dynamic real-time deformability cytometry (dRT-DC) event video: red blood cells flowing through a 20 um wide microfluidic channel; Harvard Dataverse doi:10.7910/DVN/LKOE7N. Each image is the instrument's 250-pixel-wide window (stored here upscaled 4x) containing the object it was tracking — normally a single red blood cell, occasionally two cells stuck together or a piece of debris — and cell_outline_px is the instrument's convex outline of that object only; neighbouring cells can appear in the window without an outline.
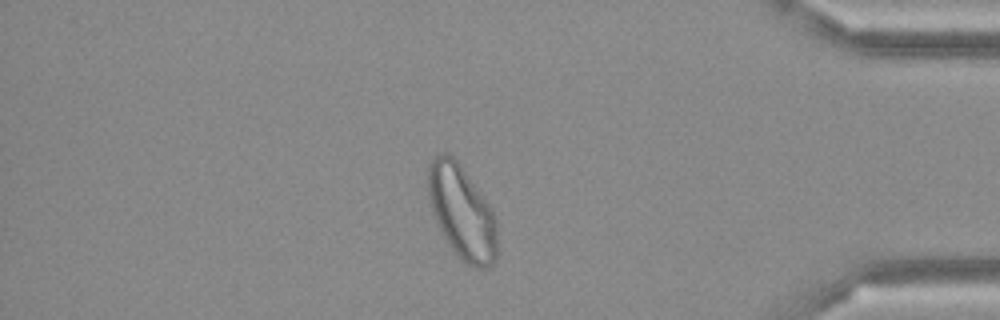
{"species": "Egyptian fruit bat (a non-hibernating species)", "species_latin": "Rousettus aegyptiacus", "temperature_condition": "cold", "stored_images_in_passage": 50, "camera_frame_rate_fps": 3000, "um_per_image_px": 0.085, "frame": {"image": 1, "passage_image": 43, "time_ms": 14.0, "image_size_px": [1000, 320], "cell_outline_px": [[496, 260], [488, 268], [476, 268], [460, 260], [452, 252], [432, 212], [428, 200], [428, 164], [440, 152], [448, 152], [460, 164], [492, 208], [496, 220]], "centroid_in_image_um": [39.25, 18.05], "position_along_channel_um": 396.0, "area_um2": 37.92}}